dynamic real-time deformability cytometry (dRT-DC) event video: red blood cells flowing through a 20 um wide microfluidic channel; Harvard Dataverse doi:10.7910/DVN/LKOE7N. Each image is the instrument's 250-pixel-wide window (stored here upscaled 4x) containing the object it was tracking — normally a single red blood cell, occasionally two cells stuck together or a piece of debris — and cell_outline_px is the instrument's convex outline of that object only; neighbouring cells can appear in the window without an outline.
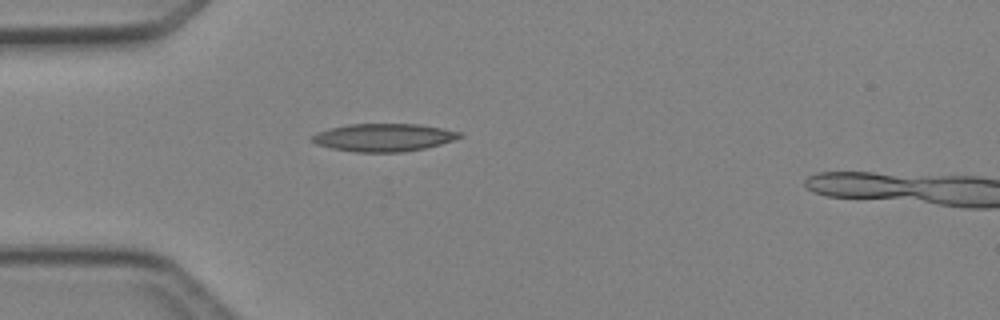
{"species": "Egyptian fruit bat (a non-hibernating species)", "species_latin": "Rousettus aegyptiacus", "temperature_condition": "cold", "stored_images_in_passage": 35, "camera_frame_rate_fps": 3000, "um_per_image_px": 0.085, "animal": {"sex": "female"}, "frame": {"image": 1, "passage_image": 1, "time_ms": 0.0, "image_size_px": [1000, 320], "cell_outline_px": [[464, 136], [440, 144], [424, 148], [400, 152], [356, 152], [332, 148], [316, 144], [312, 140], [312, 136], [316, 132], [328, 128], [348, 124], [420, 124], [444, 128], [460, 132]], "centroid_in_image_um": [32.61, 11.67], "position_along_channel_um": 52.4, "area_um2": 23.87}}
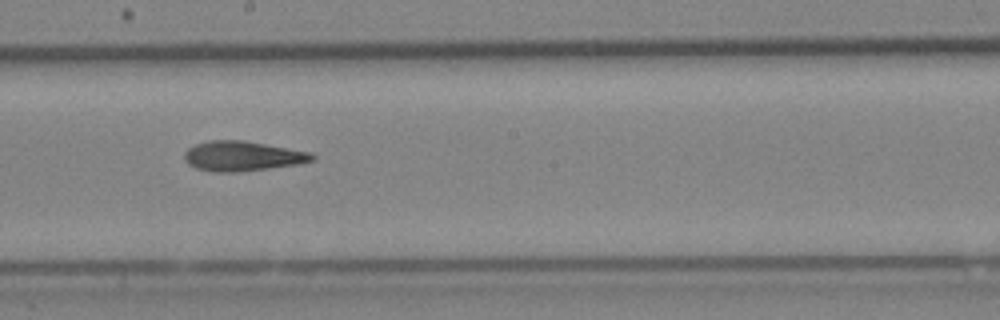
{"frame": {"image": 2, "passage_image": 14, "time_ms": 4.333, "image_size_px": [1000, 320], "cell_outline_px": [[316, 160], [296, 164], [264, 168], [228, 172], [220, 172], [196, 168], [188, 164], [184, 160], [184, 152], [188, 148], [196, 144], [208, 140], [244, 140], [312, 152], [316, 156]], "centroid_in_image_um": [20.61, 13.24], "position_along_channel_um": 227.6, "area_um2": 22.02}}
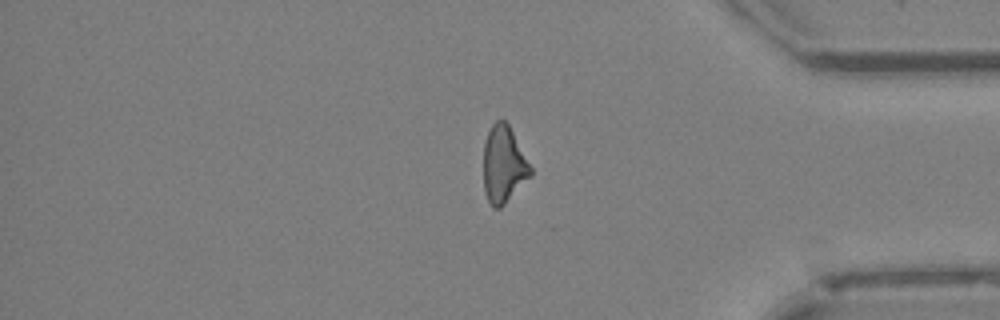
{"frame": {"image": 3, "passage_image": 27, "time_ms": 8.667, "image_size_px": [1000, 320], "cell_outline_px": [[532, 176], [500, 208], [492, 208], [488, 200], [484, 188], [484, 140], [492, 124], [496, 120], [504, 120], [508, 124], [532, 168]], "centroid_in_image_um": [42.81, 13.99], "position_along_channel_um": 392.4, "area_um2": 20.98}}